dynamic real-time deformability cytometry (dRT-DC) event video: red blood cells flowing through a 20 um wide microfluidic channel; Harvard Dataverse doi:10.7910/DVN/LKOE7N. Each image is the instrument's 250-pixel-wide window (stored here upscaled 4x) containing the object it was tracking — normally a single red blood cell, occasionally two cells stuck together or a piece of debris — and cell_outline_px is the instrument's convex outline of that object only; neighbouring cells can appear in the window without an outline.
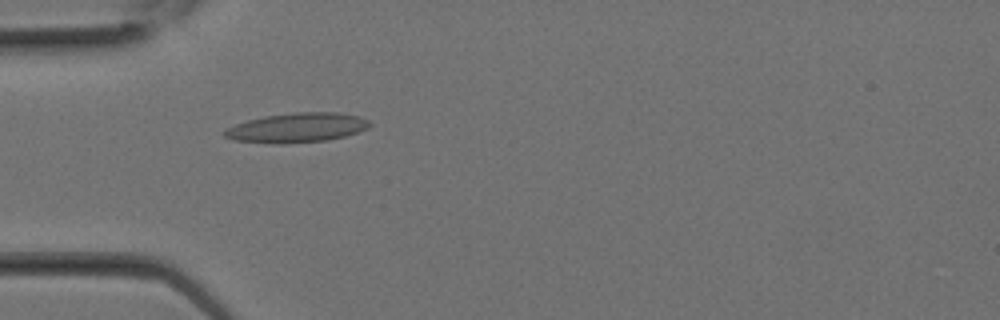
{"species": "Egyptian fruit bat (a non-hibernating species)", "species_latin": "Rousettus aegyptiacus", "temperature_condition": "room temperature", "stored_images_in_passage": 6, "camera_frame_rate_fps": 3000, "um_per_image_px": 0.085, "animal": {"sex": "female"}, "frame": {"image": 1, "passage_image": 1, "time_ms": 0.0, "image_size_px": [1000, 320], "cell_outline_px": [[372, 124], [368, 128], [344, 136], [328, 140], [280, 144], [276, 144], [236, 140], [224, 136], [220, 132], [236, 124], [248, 120], [264, 116], [296, 112], [340, 112], [360, 116], [368, 120]], "centroid_in_image_um": [25.26, 10.85], "position_along_channel_um": 59.7, "area_um2": 24.97}}
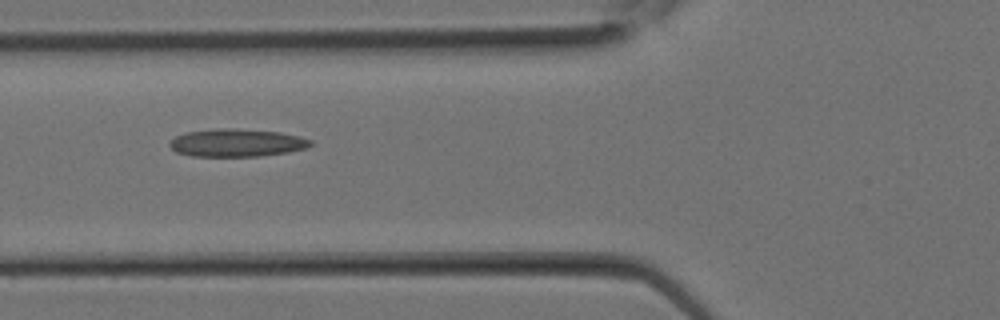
{"frame": {"image": 2, "passage_image": 3, "time_ms": 0.667, "image_size_px": [1000, 320], "cell_outline_px": [[312, 144], [304, 148], [288, 152], [260, 156], [192, 156], [176, 152], [168, 144], [176, 136], [188, 132], [220, 128], [232, 128], [280, 132], [300, 136], [312, 140]], "centroid_in_image_um": [20.13, 12.14], "position_along_channel_um": 105.7, "area_um2": 22.66}}
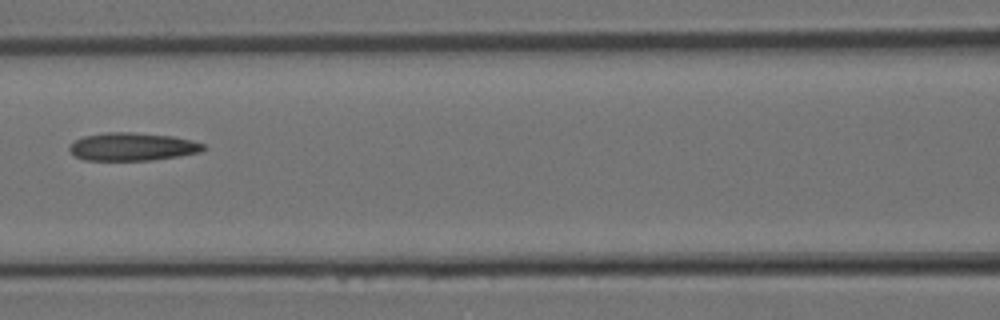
{"frame": {"image": 3, "passage_image": 5, "time_ms": 1.333, "image_size_px": [1000, 320], "cell_outline_px": [[208, 148], [200, 152], [180, 156], [148, 160], [84, 160], [76, 156], [68, 148], [76, 140], [84, 136], [108, 132], [132, 132], [172, 136], [192, 140], [204, 144]], "centroid_in_image_um": [11.3, 12.47], "position_along_channel_um": 155.3, "area_um2": 21.73}}